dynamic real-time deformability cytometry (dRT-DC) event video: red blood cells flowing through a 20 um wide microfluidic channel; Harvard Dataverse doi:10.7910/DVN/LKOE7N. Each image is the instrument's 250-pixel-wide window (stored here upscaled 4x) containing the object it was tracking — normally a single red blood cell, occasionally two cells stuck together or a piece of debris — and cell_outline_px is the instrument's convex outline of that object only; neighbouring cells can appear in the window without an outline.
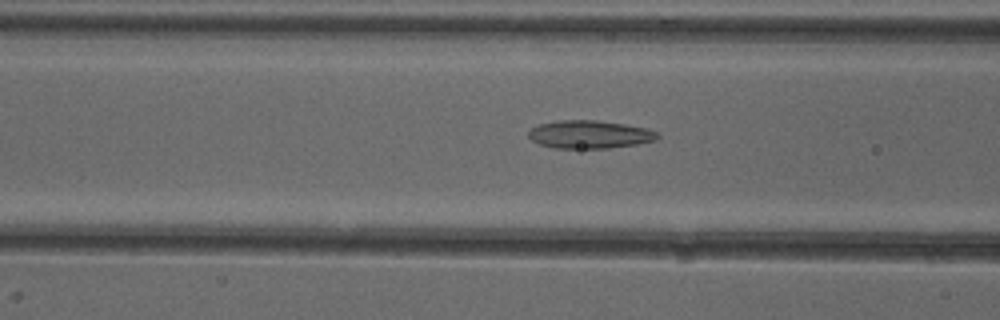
{"species": "common noctule bat (a hibernating species)", "species_latin": "Nyctalus noctula", "temperature_condition": "cold", "stored_images_in_passage": 50, "camera_frame_rate_fps": 3000, "um_per_image_px": 0.085, "animal": {"sex": "female"}, "frame": {"image": 1, "passage_image": 19, "time_ms": 6.0, "image_size_px": [1000, 320], "cell_outline_px": [[660, 136], [656, 140], [636, 144], [608, 148], [552, 148], [540, 144], [532, 140], [528, 136], [528, 132], [532, 128], [540, 124], [560, 120], [596, 120], [624, 124], [648, 128], [656, 132]], "centroid_in_image_um": [50.12, 11.43], "position_along_channel_um": 116.5, "area_um2": 20.98}}
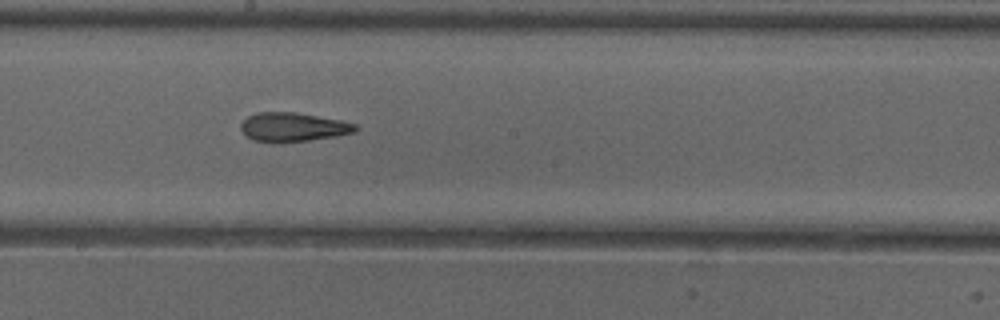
{"frame": {"image": 2, "passage_image": 27, "time_ms": 8.667, "image_size_px": [1000, 320], "cell_outline_px": [[360, 128], [356, 132], [336, 136], [308, 140], [272, 144], [252, 140], [244, 136], [240, 128], [240, 124], [248, 116], [256, 112], [296, 112], [340, 120], [356, 124]], "centroid_in_image_um": [24.87, 10.82], "position_along_channel_um": 223.3, "area_um2": 19.77}}
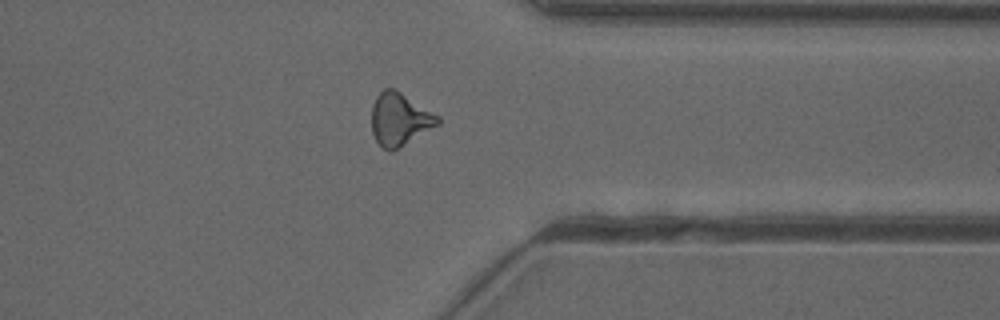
{"frame": {"image": 3, "passage_image": 39, "time_ms": 12.667, "image_size_px": [1000, 320], "cell_outline_px": [[440, 124], [392, 152], [384, 148], [376, 140], [372, 132], [372, 104], [376, 96], [384, 88], [396, 88], [440, 116]], "centroid_in_image_um": [33.99, 10.11], "position_along_channel_um": 377.4, "area_um2": 20.52}, "authors_computed_cell_mechanics": {"area_um2": 19.941, "velocity_mm_per_s": 3.9888, "shape_relaxation_time_tau1_ms": null, "shape_relaxation_time_tau2_ms": 3.8225, "deformation_change_tau1": null, "deformation_change_tau2": 0.1477}}